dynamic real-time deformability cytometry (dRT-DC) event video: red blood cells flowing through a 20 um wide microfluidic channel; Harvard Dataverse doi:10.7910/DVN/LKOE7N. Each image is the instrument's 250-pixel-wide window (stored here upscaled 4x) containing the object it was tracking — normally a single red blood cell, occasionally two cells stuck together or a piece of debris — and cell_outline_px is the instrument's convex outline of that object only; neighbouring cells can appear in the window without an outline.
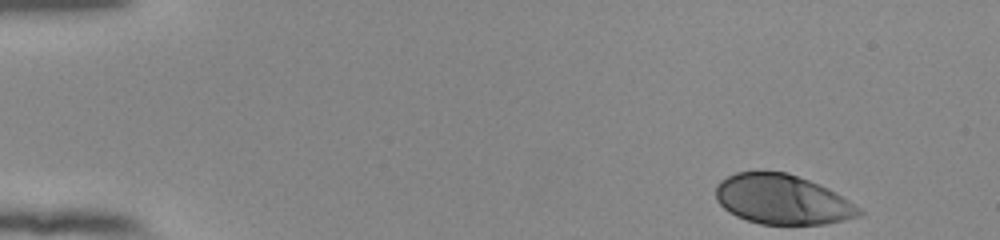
{"species": "human", "species_latin": "Homo sapiens", "temperature_condition": "room temperature", "stored_images_in_passage": 40, "camera_frame_rate_fps": 3000, "um_per_image_px": 0.085, "donor": {"sex": "female"}, "frame": {"image": 1, "passage_image": 1, "time_ms": 0.0, "image_size_px": [1000, 240], "cell_outline_px": [[864, 212], [860, 216], [844, 220], [824, 224], [760, 224], [736, 216], [728, 212], [716, 200], [716, 184], [720, 180], [736, 172], [788, 172], [828, 188], [836, 192], [860, 208]], "centroid_in_image_um": [66.49, 16.96], "position_along_channel_um": 18.5, "area_um2": 41.44}}
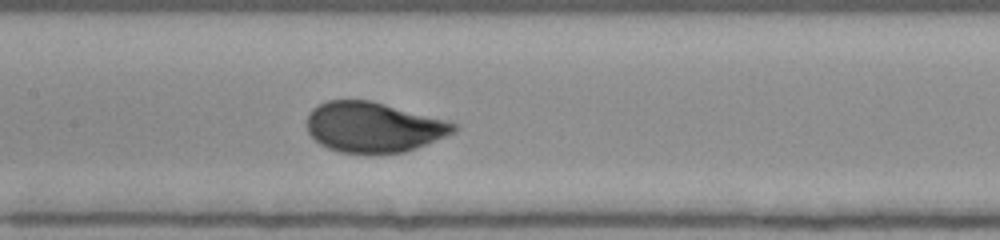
{"frame": {"image": 2, "passage_image": 23, "time_ms": 7.333, "image_size_px": [1000, 240], "cell_outline_px": [[460, 128], [456, 132], [416, 148], [404, 152], [368, 156], [340, 152], [328, 148], [320, 144], [308, 132], [308, 112], [312, 108], [328, 100], [372, 100], [460, 124]], "centroid_in_image_um": [31.77, 10.84], "position_along_channel_um": 175.6, "area_um2": 43.64}}
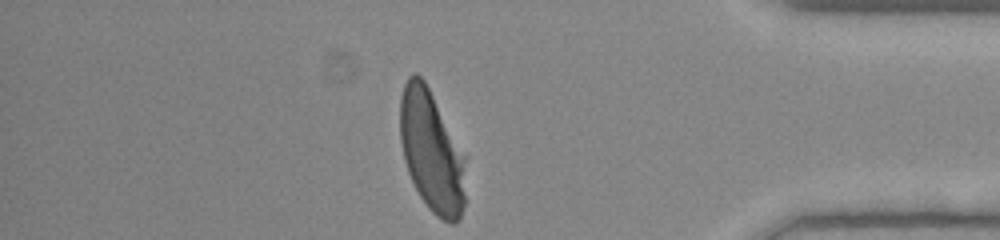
{"frame": {"image": 3, "passage_image": 40, "time_ms": 13.0, "image_size_px": [1000, 240], "cell_outline_px": [[464, 204], [460, 220], [456, 224], [448, 224], [436, 216], [428, 208], [420, 196], [408, 172], [404, 160], [400, 140], [400, 96], [404, 84], [408, 76], [412, 72], [416, 72], [424, 80], [464, 156]], "centroid_in_image_um": [36.65, 12.89], "position_along_channel_um": 398.6, "area_um2": 45.95}, "authors_computed_cell_mechanics": {"area_um2": 43.2922, "velocity_mm_per_s": 3.8373, "shape_relaxation_time_tau1_ms": 8.1139, "shape_relaxation_time_tau2_ms": null, "deformation_change_tau1": 0.3399, "deformation_change_tau2": null}}